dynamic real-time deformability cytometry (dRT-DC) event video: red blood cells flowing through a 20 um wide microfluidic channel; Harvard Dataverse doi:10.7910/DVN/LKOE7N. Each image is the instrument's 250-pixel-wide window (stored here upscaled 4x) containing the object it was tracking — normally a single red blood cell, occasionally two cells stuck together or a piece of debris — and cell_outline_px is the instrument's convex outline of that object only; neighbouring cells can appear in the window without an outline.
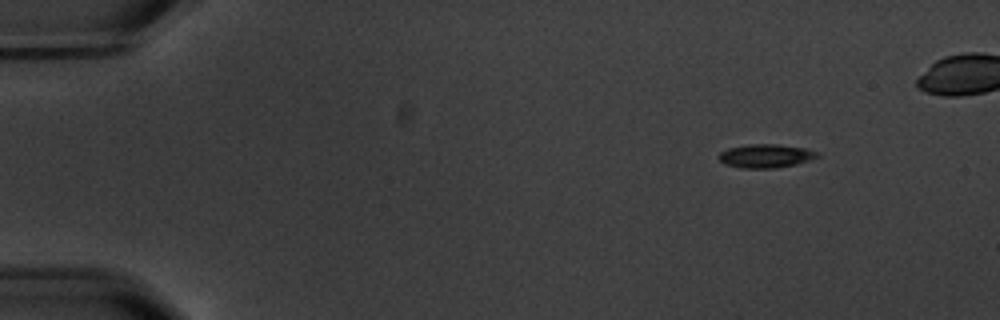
{"species": "common noctule bat (a hibernating species)", "species_latin": "Nyctalus noctula", "temperature_condition": "warm", "stored_images_in_passage": 5, "camera_frame_rate_fps": 3000, "um_per_image_px": 0.085, "animal": {"sex": "male", "body_mass_g": 20.1, "forearm_length_mm": 53.5}, "frame": {"image": 1, "passage_image": 1, "time_ms": 0.0, "image_size_px": [1000, 320], "cell_outline_px": [[820, 156], [812, 160], [796, 164], [776, 168], [740, 168], [724, 164], [716, 156], [720, 152], [728, 148], [752, 144], [776, 144], [808, 148], [820, 152]], "centroid_in_image_um": [65.13, 13.25], "position_along_channel_um": 19.9, "area_um2": 13.81}}